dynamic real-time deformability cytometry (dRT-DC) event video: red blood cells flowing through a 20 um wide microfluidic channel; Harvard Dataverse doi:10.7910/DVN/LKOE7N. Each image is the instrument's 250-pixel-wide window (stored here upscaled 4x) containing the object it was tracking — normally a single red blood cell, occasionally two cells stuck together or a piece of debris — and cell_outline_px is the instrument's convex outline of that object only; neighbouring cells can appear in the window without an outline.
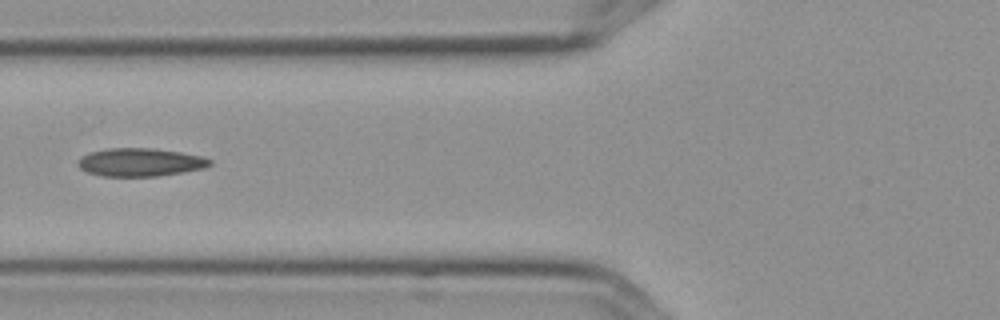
{"species": "Egyptian fruit bat (a non-hibernating species)", "species_latin": "Rousettus aegyptiacus", "temperature_condition": "cold", "stored_images_in_passage": 10, "camera_frame_rate_fps": 3000, "um_per_image_px": 0.085, "frame": {"image": 1, "passage_image": 7, "time_ms": 2.0, "image_size_px": [1000, 320], "cell_outline_px": [[212, 164], [204, 168], [184, 172], [156, 176], [104, 176], [88, 172], [80, 168], [76, 164], [84, 156], [92, 152], [108, 148], [156, 148], [180, 152], [200, 156], [212, 160]], "centroid_in_image_um": [11.96, 13.79], "position_along_channel_um": 113.8, "area_um2": 21.44}}
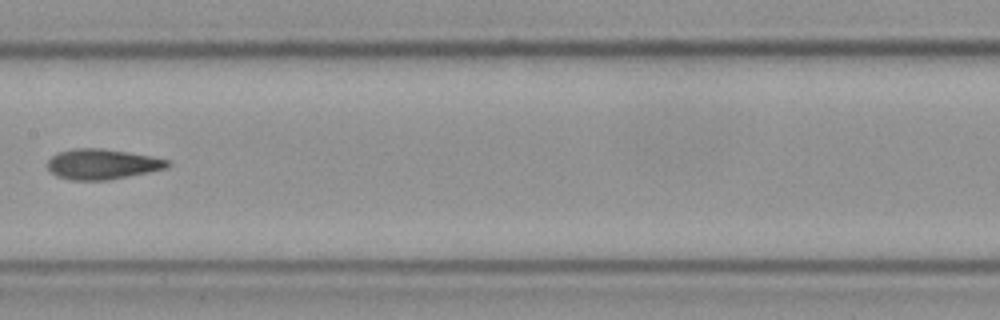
{"frame": {"image": 2, "passage_image": 9, "time_ms": 2.667, "image_size_px": [1000, 320], "cell_outline_px": [[172, 164], [168, 168], [108, 180], [72, 180], [56, 176], [48, 168], [48, 160], [52, 156], [60, 152], [72, 148], [100, 148], [152, 156], [168, 160]], "centroid_in_image_um": [8.7, 13.95], "position_along_channel_um": 198.7, "area_um2": 21.1}}
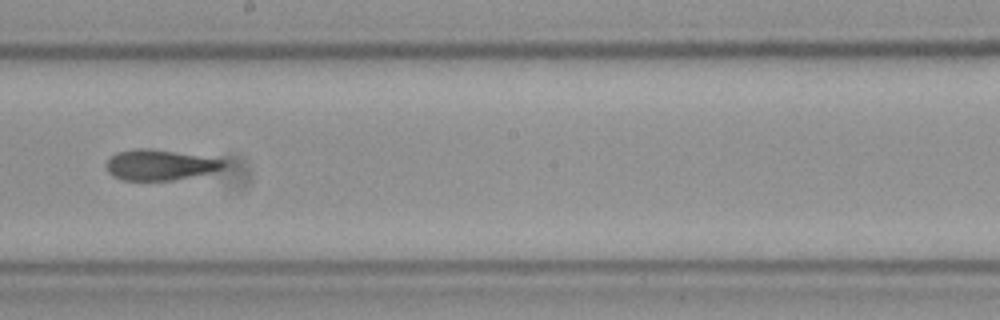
{"frame": {"image": 3, "passage_image": 10, "time_ms": 3.0, "image_size_px": [1000, 320], "cell_outline_px": [[224, 164], [220, 168], [208, 172], [172, 180], [124, 180], [112, 176], [108, 172], [108, 160], [116, 152], [132, 148], [152, 148], [224, 160]], "centroid_in_image_um": [13.49, 14.0], "position_along_channel_um": 234.7, "area_um2": 20.35}}